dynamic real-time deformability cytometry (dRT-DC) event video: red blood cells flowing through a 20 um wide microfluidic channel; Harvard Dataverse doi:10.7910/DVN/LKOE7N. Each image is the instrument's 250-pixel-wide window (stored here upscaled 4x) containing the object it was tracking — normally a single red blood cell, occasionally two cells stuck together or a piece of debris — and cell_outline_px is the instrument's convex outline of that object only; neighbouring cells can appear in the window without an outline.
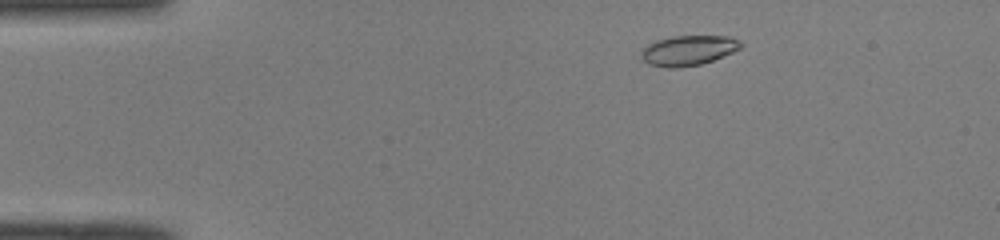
{"species": "common noctule bat (a hibernating species)", "species_latin": "Nyctalus noctula", "temperature_condition": "room temperature", "stored_images_in_passage": 47, "camera_frame_rate_fps": 3000, "um_per_image_px": 0.085, "animal": {"sex": "male", "body_mass_g": 19.0, "forearm_length_mm": 50.8}, "frame": {"image": 1, "passage_image": 5, "time_ms": 1.333, "image_size_px": [1000, 240], "cell_outline_px": [[744, 44], [740, 48], [732, 52], [712, 60], [700, 64], [676, 68], [668, 68], [648, 64], [640, 56], [640, 52], [648, 44], [656, 40], [672, 36], [728, 36], [740, 40]], "centroid_in_image_um": [58.49, 4.28], "position_along_channel_um": 26.5, "area_um2": 17.4}}
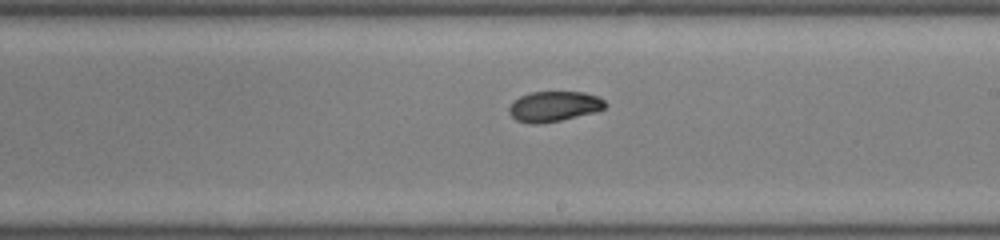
{"frame": {"image": 2, "passage_image": 26, "time_ms": 8.333, "image_size_px": [1000, 240], "cell_outline_px": [[608, 104], [604, 108], [596, 112], [560, 120], [540, 124], [532, 124], [516, 120], [508, 112], [508, 108], [520, 96], [532, 92], [584, 92], [596, 96], [604, 100]], "centroid_in_image_um": [47.1, 9.05], "position_along_channel_um": 241.9, "area_um2": 16.88}}
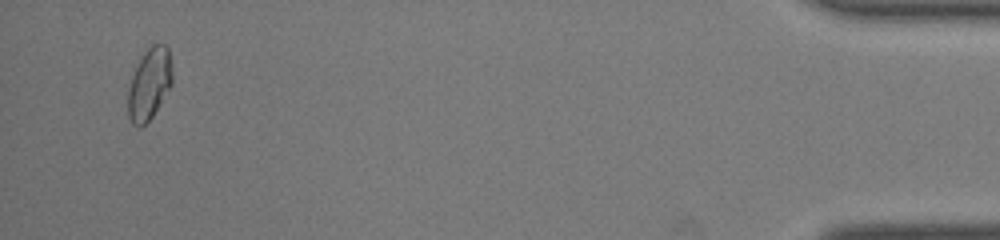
{"frame": {"image": 3, "passage_image": 45, "time_ms": 14.667, "image_size_px": [1000, 240], "cell_outline_px": [[172, 84], [152, 116], [140, 128], [132, 124], [128, 116], [128, 88], [132, 76], [144, 52], [152, 44], [164, 44], [168, 48], [172, 68]], "centroid_in_image_um": [12.69, 7.14], "position_along_channel_um": 422.5, "area_um2": 18.26}, "authors_computed_cell_mechanics": {"area_um2": 17.3978, "velocity_mm_per_s": 4.0804, "shape_relaxation_time_tau1_ms": 6.4017, "shape_relaxation_time_tau2_ms": 0.6023, "deformation_change_tau1": 0.1792, "deformation_change_tau2": 0.0421}}